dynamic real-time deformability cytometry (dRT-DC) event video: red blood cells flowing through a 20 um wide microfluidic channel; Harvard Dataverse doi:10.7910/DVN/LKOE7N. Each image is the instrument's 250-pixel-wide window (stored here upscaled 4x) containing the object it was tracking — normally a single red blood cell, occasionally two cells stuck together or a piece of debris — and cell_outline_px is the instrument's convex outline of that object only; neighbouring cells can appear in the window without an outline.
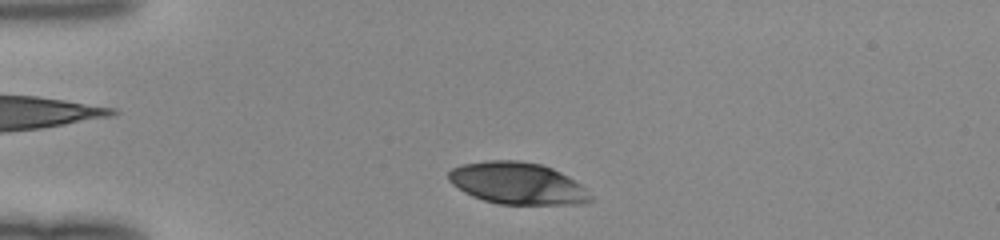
{"species": "human", "species_latin": "Homo sapiens", "temperature_condition": "room temperature", "stored_images_in_passage": 34, "camera_frame_rate_fps": 3000, "um_per_image_px": 0.085, "donor": {"sex": "female"}, "frame": {"image": 1, "passage_image": 3, "time_ms": 0.667, "image_size_px": [1000, 240], "cell_outline_px": [[592, 200], [584, 204], [500, 204], [484, 200], [472, 196], [464, 192], [452, 184], [448, 180], [448, 172], [452, 168], [464, 164], [488, 160], [520, 160], [540, 164], [552, 168], [568, 176], [580, 184], [592, 196]], "centroid_in_image_um": [43.98, 15.58], "position_along_channel_um": 41.0, "area_um2": 34.62}}
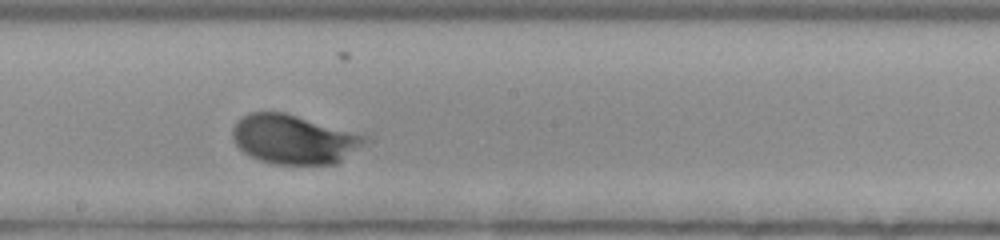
{"frame": {"image": 2, "passage_image": 19, "time_ms": 6.0, "image_size_px": [1000, 240], "cell_outline_px": [[368, 140], [336, 164], [272, 164], [260, 160], [244, 152], [232, 140], [232, 128], [248, 112], [284, 112], [368, 136]], "centroid_in_image_um": [24.95, 11.84], "position_along_channel_um": 223.3, "area_um2": 37.45}}
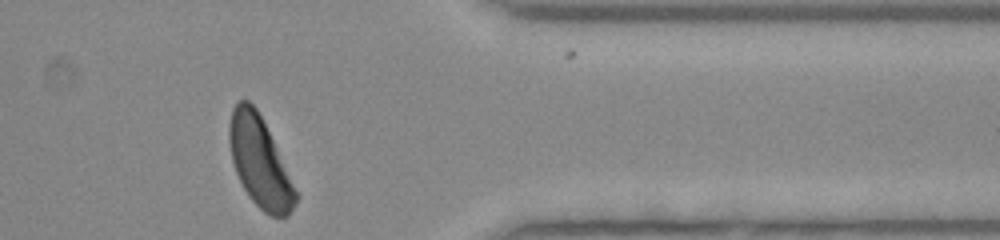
{"frame": {"image": 3, "passage_image": 32, "time_ms": 10.333, "image_size_px": [1000, 240], "cell_outline_px": [[300, 196], [296, 204], [288, 216], [272, 216], [264, 212], [248, 196], [236, 172], [232, 160], [228, 140], [228, 124], [232, 108], [240, 100], [248, 100], [256, 108]], "centroid_in_image_um": [22.07, 13.79], "position_along_channel_um": 389.3, "area_um2": 34.45}}